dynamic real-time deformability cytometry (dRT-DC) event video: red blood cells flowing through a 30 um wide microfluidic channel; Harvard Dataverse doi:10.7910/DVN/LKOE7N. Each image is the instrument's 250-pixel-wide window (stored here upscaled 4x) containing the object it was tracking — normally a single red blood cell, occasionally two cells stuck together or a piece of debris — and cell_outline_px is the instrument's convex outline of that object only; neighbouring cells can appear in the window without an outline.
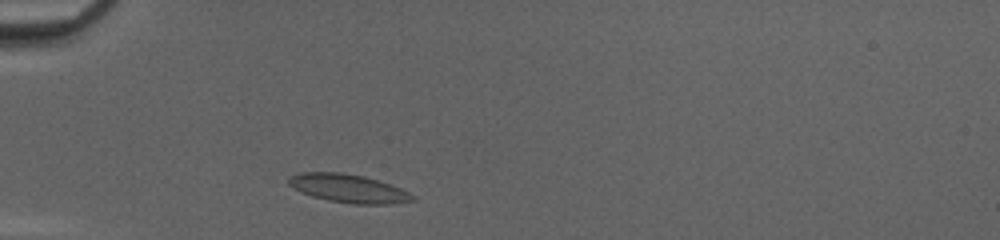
{"species": "common noctule bat (a hibernating species)", "species_latin": "Nyctalus noctula", "temperature_condition": "cold", "stored_images_in_passage": 31, "camera_frame_rate_fps": 3000, "um_per_image_px": 0.085, "animal": {"sex": "female", "body_mass_g": 20.0, "forearm_length_mm": 54.0}, "frame": {"image": 1, "passage_image": 3, "time_ms": 0.667, "image_size_px": [1000, 240], "cell_outline_px": [[416, 200], [392, 204], [352, 204], [328, 200], [312, 196], [300, 192], [288, 184], [288, 176], [300, 172], [340, 172], [364, 176], [400, 188], [416, 196]], "centroid_in_image_um": [29.59, 16.02], "position_along_channel_um": 55.4, "area_um2": 20.52}}
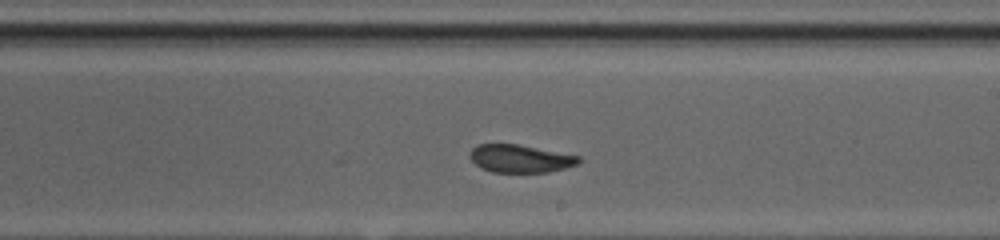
{"frame": {"image": 2, "passage_image": 18, "time_ms": 5.667, "image_size_px": [1000, 240], "cell_outline_px": [[580, 160], [576, 164], [564, 168], [548, 172], [492, 172], [480, 168], [468, 156], [468, 152], [476, 144], [520, 144], [580, 156]], "centroid_in_image_um": [44.17, 13.47], "position_along_channel_um": 244.8, "area_um2": 17.74}}
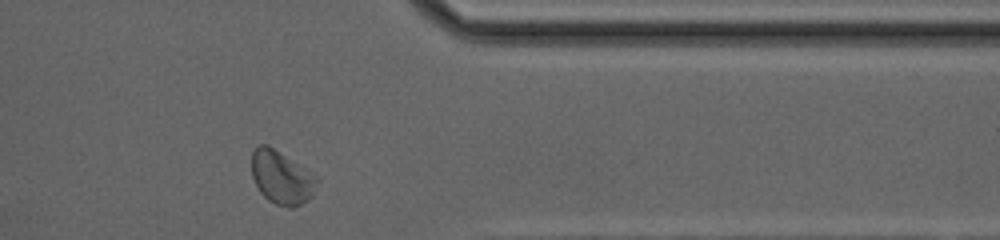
{"frame": {"image": 3, "passage_image": 29, "time_ms": 9.333, "image_size_px": [1000, 240], "cell_outline_px": [[320, 180], [312, 196], [308, 200], [292, 208], [276, 204], [268, 200], [260, 192], [252, 176], [252, 152], [260, 144], [268, 144], [308, 168]], "centroid_in_image_um": [23.97, 15.07], "position_along_channel_um": 387.4, "area_um2": 20.58}, "authors_computed_cell_mechanics": {"area_um2": 18.8428, "velocity_mm_per_s": 4.1039, "shape_relaxation_time_tau1_ms": 5.2695, "shape_relaxation_time_tau2_ms": 1.2803, "deformation_change_tau1": 0.1433, "deformation_change_tau2": 0.0614}}